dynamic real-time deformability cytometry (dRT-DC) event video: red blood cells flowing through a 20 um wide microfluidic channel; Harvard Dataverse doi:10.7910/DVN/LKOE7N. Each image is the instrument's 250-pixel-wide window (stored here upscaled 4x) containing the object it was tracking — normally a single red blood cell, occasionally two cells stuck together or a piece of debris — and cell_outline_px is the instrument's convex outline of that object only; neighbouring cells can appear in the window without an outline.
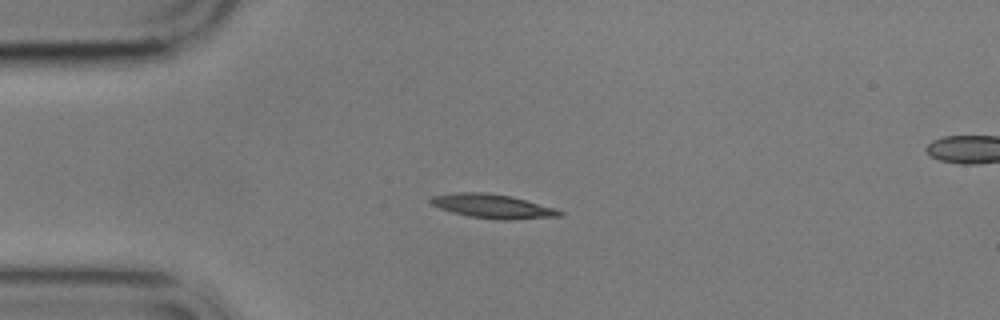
{"species": "common noctule bat (a hibernating species)", "species_latin": "Nyctalus noctula", "temperature_condition": "cold", "stored_images_in_passage": 9, "camera_frame_rate_fps": 3000, "um_per_image_px": 0.085, "animal": {"sex": "male", "body_mass_g": 17.9}, "frame": {"image": 1, "passage_image": 4, "time_ms": 4.333, "image_size_px": [1000, 320], "cell_outline_px": [[564, 216], [512, 220], [500, 220], [468, 216], [452, 212], [440, 208], [432, 204], [428, 200], [432, 196], [460, 192], [488, 192], [512, 196], [556, 208], [564, 212]], "centroid_in_image_um": [41.93, 17.53], "position_along_channel_um": 43.1, "area_um2": 18.26}}
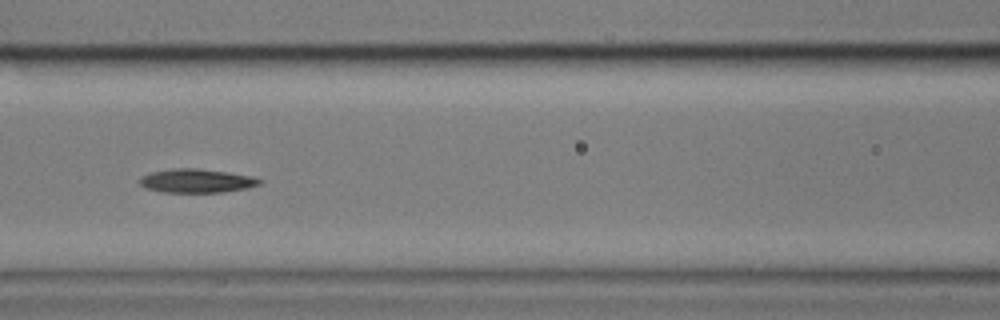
{"frame": {"image": 2, "passage_image": 7, "time_ms": 8.0, "image_size_px": [1000, 320], "cell_outline_px": [[264, 180], [260, 184], [248, 188], [224, 192], [160, 192], [144, 188], [136, 180], [140, 176], [152, 172], [176, 168], [196, 168], [228, 172], [252, 176]], "centroid_in_image_um": [16.69, 15.37], "position_along_channel_um": 149.9, "area_um2": 16.82}}
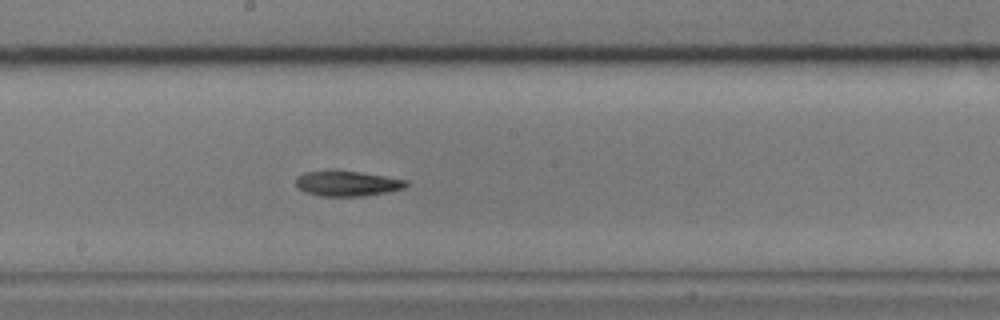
{"frame": {"image": 3, "passage_image": 9, "time_ms": 10.0, "image_size_px": [1000, 320], "cell_outline_px": [[408, 184], [404, 188], [388, 192], [364, 196], [320, 196], [304, 192], [296, 188], [296, 176], [304, 172], [360, 172], [408, 180]], "centroid_in_image_um": [29.51, 15.62], "position_along_channel_um": 218.7, "area_um2": 16.01}}